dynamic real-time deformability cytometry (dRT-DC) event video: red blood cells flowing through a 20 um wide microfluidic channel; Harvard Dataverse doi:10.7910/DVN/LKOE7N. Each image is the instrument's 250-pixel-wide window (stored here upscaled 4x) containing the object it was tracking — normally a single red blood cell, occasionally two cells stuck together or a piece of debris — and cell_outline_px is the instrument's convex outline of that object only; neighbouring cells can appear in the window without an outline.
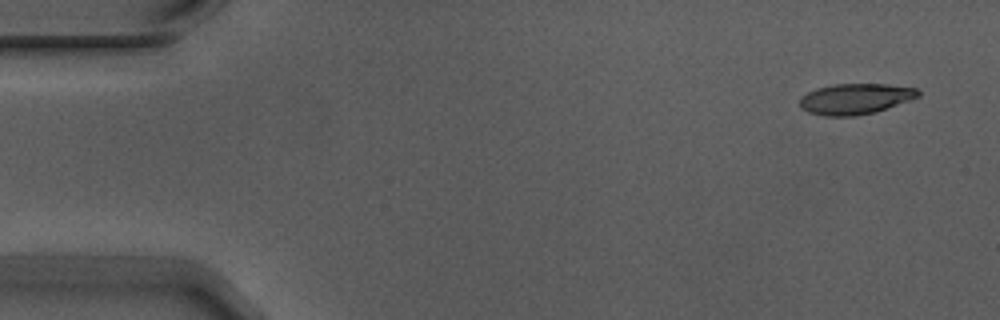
{"species": "Egyptian fruit bat (a non-hibernating species)", "species_latin": "Rousettus aegyptiacus", "temperature_condition": "warm", "stored_images_in_passage": 8, "camera_frame_rate_fps": 3000, "um_per_image_px": 0.085, "animal": {"sex": "male"}, "frame": {"image": 1, "passage_image": 1, "time_ms": 0.0, "image_size_px": [1000, 320], "cell_outline_px": [[920, 96], [872, 112], [852, 116], [824, 116], [808, 112], [800, 108], [800, 96], [816, 88], [836, 84], [884, 84], [916, 88], [920, 92]], "centroid_in_image_um": [72.64, 8.39], "position_along_channel_um": 12.4, "area_um2": 20.87}}
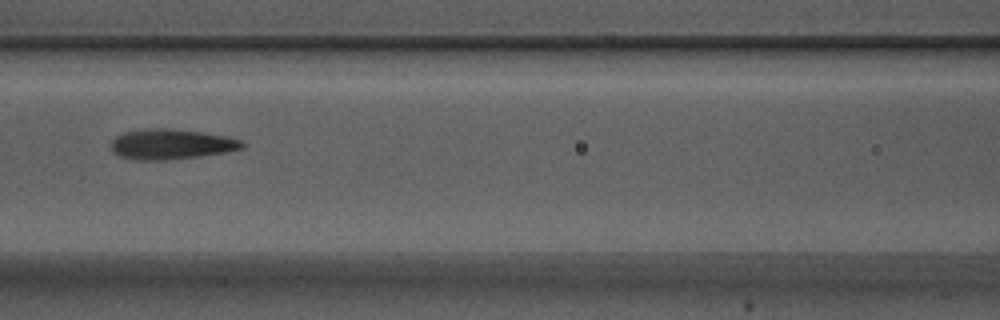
{"frame": {"image": 2, "passage_image": 7, "time_ms": 2.0, "image_size_px": [1000, 320], "cell_outline_px": [[244, 148], [224, 152], [196, 156], [164, 160], [136, 160], [120, 156], [112, 152], [108, 144], [116, 136], [124, 132], [144, 128], [172, 128], [228, 136], [240, 140], [244, 144]], "centroid_in_image_um": [14.48, 12.24], "position_along_channel_um": 152.1, "area_um2": 23.18}}
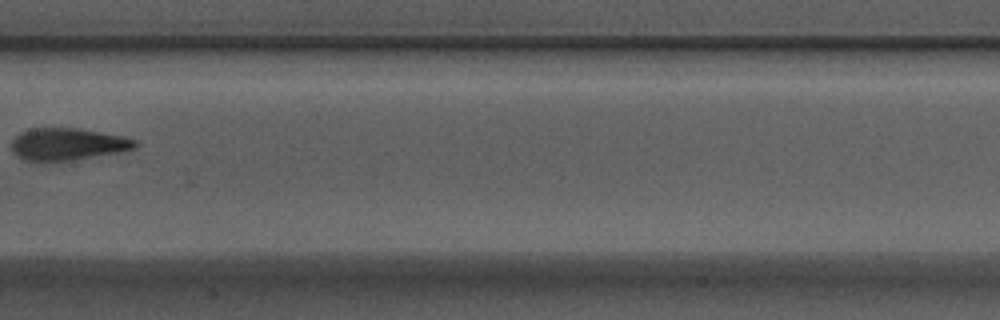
{"frame": {"image": 3, "passage_image": 8, "time_ms": 2.333, "image_size_px": [1000, 320], "cell_outline_px": [[140, 144], [136, 148], [120, 152], [72, 160], [40, 164], [24, 160], [16, 156], [12, 152], [12, 140], [20, 132], [28, 128], [80, 128], [124, 136], [136, 140]], "centroid_in_image_um": [5.72, 12.28], "position_along_channel_um": 201.7, "area_um2": 23.93}}